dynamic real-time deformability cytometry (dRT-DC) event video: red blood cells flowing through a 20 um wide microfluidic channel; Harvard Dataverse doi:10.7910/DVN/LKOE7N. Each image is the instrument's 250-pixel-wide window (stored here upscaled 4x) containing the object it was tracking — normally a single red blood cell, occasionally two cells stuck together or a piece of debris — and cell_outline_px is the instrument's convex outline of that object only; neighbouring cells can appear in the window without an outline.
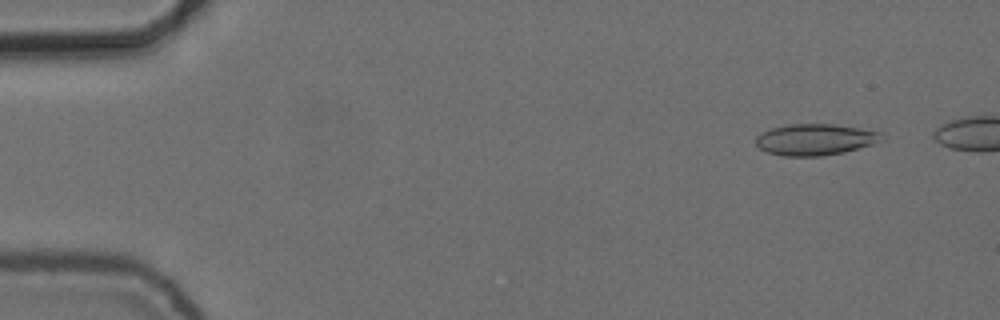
{"species": "common noctule bat (a hibernating species)", "species_latin": "Nyctalus noctula", "temperature_condition": "cold", "stored_images_in_passage": 49, "camera_frame_rate_fps": 3000, "um_per_image_px": 0.085, "animal": {"sex": "female", "body_mass_g": 24.6, "forearm_length_mm": 56.2}, "frame": {"image": 1, "passage_image": 5, "time_ms": 1.333, "image_size_px": [1000, 320], "cell_outline_px": [[884, 140], [872, 144], [844, 152], [820, 156], [784, 156], [768, 152], [760, 148], [756, 144], [756, 136], [760, 132], [772, 128], [788, 124], [836, 124], [884, 132]], "centroid_in_image_um": [69.32, 11.85], "position_along_channel_um": 15.7, "area_um2": 23.12}}
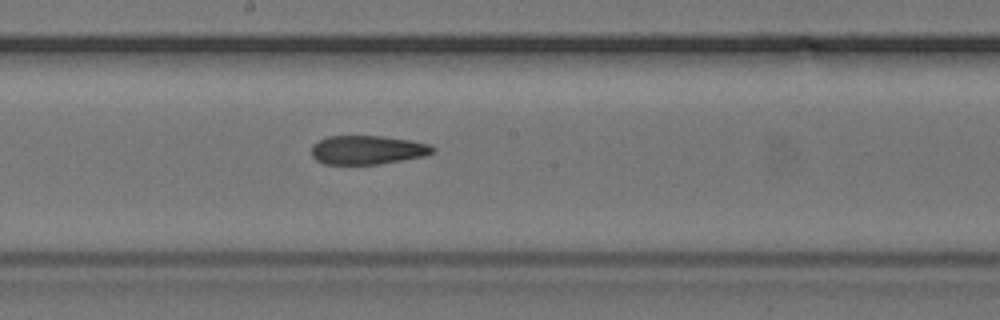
{"frame": {"image": 2, "passage_image": 30, "time_ms": 9.667, "image_size_px": [1000, 320], "cell_outline_px": [[436, 152], [424, 156], [380, 164], [324, 164], [316, 160], [312, 156], [312, 144], [328, 136], [384, 136], [412, 140], [428, 144], [436, 148]], "centroid_in_image_um": [31.26, 12.74], "position_along_channel_um": 216.9, "area_um2": 20.52}}
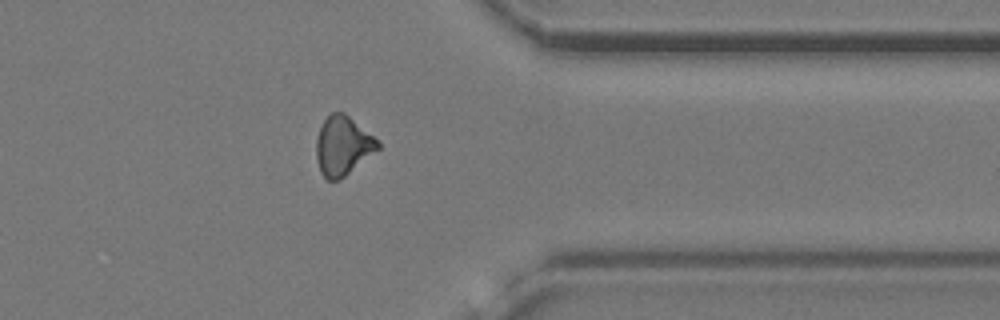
{"frame": {"image": 3, "passage_image": 44, "time_ms": 14.333, "image_size_px": [1000, 320], "cell_outline_px": [[380, 148], [340, 180], [328, 180], [320, 172], [316, 160], [316, 140], [320, 128], [324, 120], [332, 112], [344, 112], [372, 136], [380, 144]], "centroid_in_image_um": [29.11, 12.41], "position_along_channel_um": 382.3, "area_um2": 20.92}}